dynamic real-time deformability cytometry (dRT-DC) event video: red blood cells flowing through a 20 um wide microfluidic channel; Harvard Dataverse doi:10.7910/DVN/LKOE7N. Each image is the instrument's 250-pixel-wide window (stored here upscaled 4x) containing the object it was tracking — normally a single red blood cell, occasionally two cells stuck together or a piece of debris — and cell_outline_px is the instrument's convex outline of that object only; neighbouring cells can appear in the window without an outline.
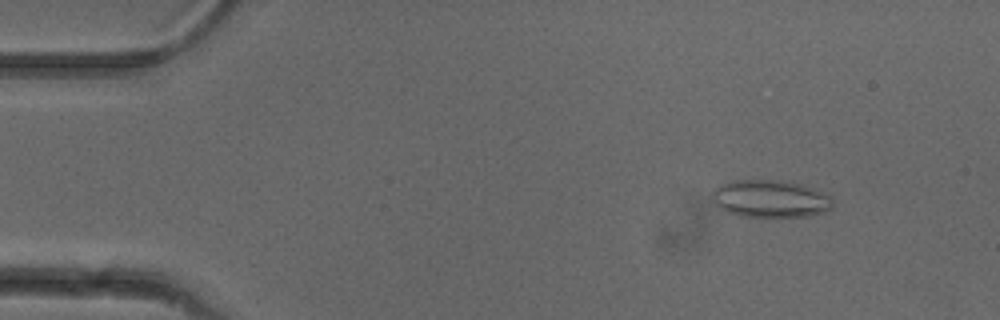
{"species": "common noctule bat (a hibernating species)", "species_latin": "Nyctalus noctula", "temperature_condition": "cold", "stored_images_in_passage": 50, "camera_frame_rate_fps": 3000, "um_per_image_px": 0.085, "animal": {"sex": "female"}, "frame": {"image": 1, "passage_image": 5, "time_ms": 1.333, "image_size_px": [1000, 320], "cell_outline_px": [[832, 208], [828, 212], [808, 216], [744, 216], [728, 212], [720, 208], [712, 200], [712, 192], [720, 184], [732, 180], [776, 180], [800, 184], [832, 196]], "centroid_in_image_um": [65.49, 16.89], "position_along_channel_um": 19.5, "area_um2": 26.18}}
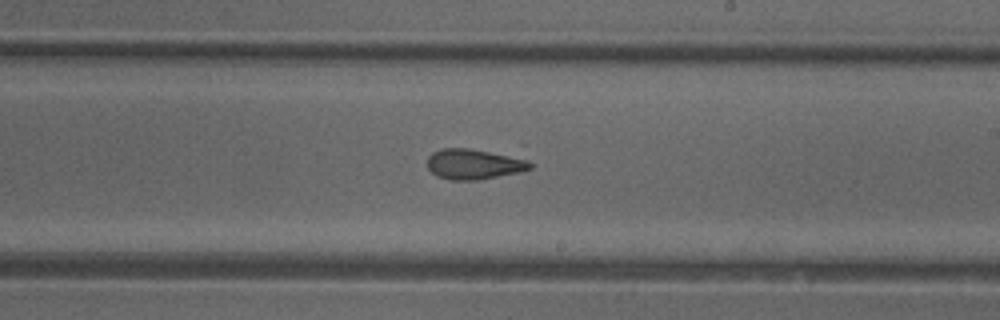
{"frame": {"image": 2, "passage_image": 29, "time_ms": 9.333, "image_size_px": [1000, 320], "cell_outline_px": [[532, 168], [524, 172], [480, 180], [452, 180], [436, 176], [428, 168], [428, 156], [432, 152], [440, 148], [468, 148], [516, 156], [532, 164]], "centroid_in_image_um": [40.29, 13.96], "position_along_channel_um": 248.7, "area_um2": 18.44}}
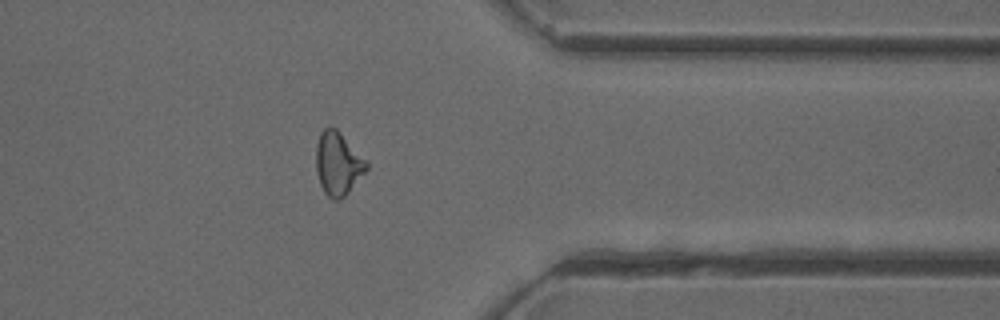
{"frame": {"image": 3, "passage_image": 40, "time_ms": 13.0, "image_size_px": [1000, 320], "cell_outline_px": [[368, 168], [348, 192], [340, 200], [332, 200], [324, 192], [320, 184], [316, 168], [316, 144], [320, 132], [328, 124], [332, 124], [368, 160]], "centroid_in_image_um": [28.72, 13.86], "position_along_channel_um": 382.7, "area_um2": 18.84}, "authors_computed_cell_mechanics": {"area_um2": 18.5827, "velocity_mm_per_s": 3.9801, "shape_relaxation_time_tau1_ms": 9.0454, "shape_relaxation_time_tau2_ms": 3.7906, "deformation_change_tau1": 0.1848, "deformation_change_tau2": 0.1214}}